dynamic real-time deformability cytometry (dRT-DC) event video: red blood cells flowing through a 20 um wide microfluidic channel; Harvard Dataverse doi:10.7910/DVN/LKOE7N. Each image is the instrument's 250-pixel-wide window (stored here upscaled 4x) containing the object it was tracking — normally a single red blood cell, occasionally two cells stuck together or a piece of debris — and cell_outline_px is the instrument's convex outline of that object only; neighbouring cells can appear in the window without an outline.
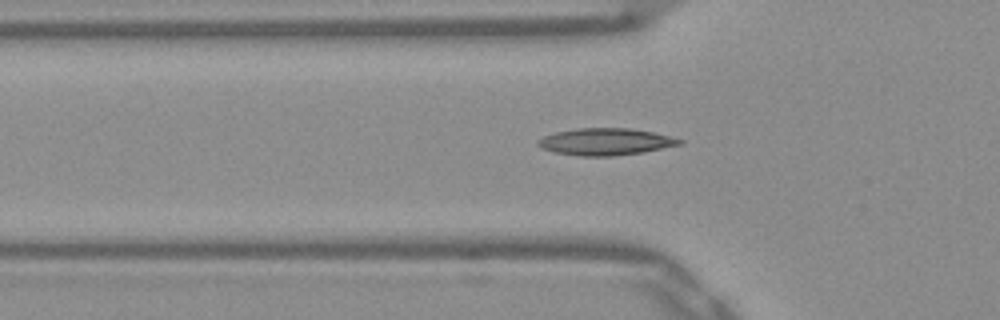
{"species": "Egyptian fruit bat (a non-hibernating species)", "species_latin": "Rousettus aegyptiacus", "temperature_condition": "warm", "stored_images_in_passage": 47, "camera_frame_rate_fps": 3000, "um_per_image_px": 0.085, "frame": {"image": 1, "passage_image": 16, "time_ms": 5.0, "image_size_px": [1000, 320], "cell_outline_px": [[684, 144], [644, 152], [612, 156], [580, 156], [552, 152], [540, 148], [536, 144], [536, 140], [544, 136], [556, 132], [576, 128], [628, 128], [652, 132], [684, 140]], "centroid_in_image_um": [51.44, 12.05], "position_along_channel_um": 74.4, "area_um2": 22.37}}
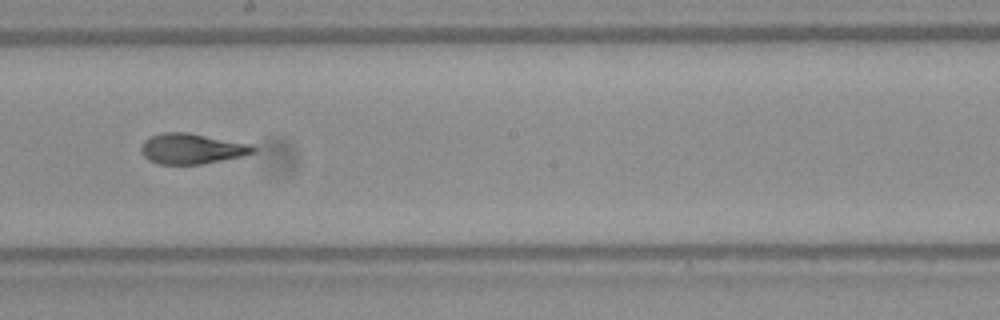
{"frame": {"image": 2, "passage_image": 28, "time_ms": 9.0, "image_size_px": [1000, 320], "cell_outline_px": [[256, 152], [244, 156], [200, 164], [160, 164], [148, 160], [144, 156], [140, 148], [144, 140], [152, 136], [164, 132], [188, 132], [252, 144], [256, 148]], "centroid_in_image_um": [16.33, 12.63], "position_along_channel_um": 231.9, "area_um2": 19.94}}
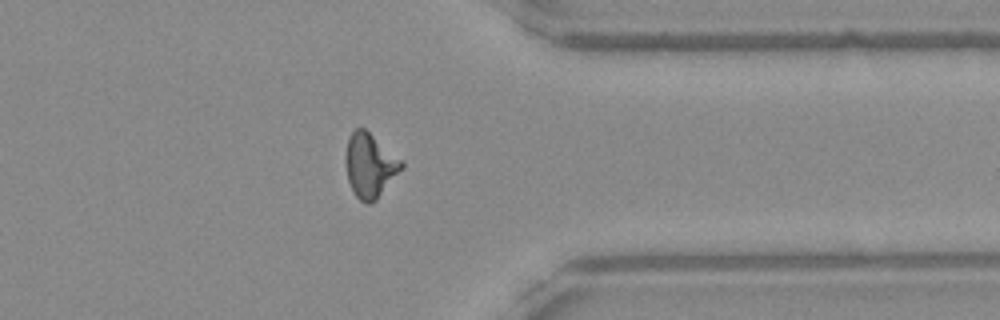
{"frame": {"image": 3, "passage_image": 40, "time_ms": 13.0, "image_size_px": [1000, 320], "cell_outline_px": [[404, 168], [376, 200], [368, 204], [360, 200], [356, 196], [348, 180], [344, 164], [344, 156], [348, 136], [356, 128], [364, 128], [400, 160], [404, 164]], "centroid_in_image_um": [31.4, 14.07], "position_along_channel_um": 380.0, "area_um2": 20.75}, "authors_computed_cell_mechanics": {"area_um2": 20.0566, "velocity_mm_per_s": 3.909, "shape_relaxation_time_tau1_ms": null, "shape_relaxation_time_tau2_ms": 1.384, "deformation_change_tau1": null, "deformation_change_tau2": 0.0865}}